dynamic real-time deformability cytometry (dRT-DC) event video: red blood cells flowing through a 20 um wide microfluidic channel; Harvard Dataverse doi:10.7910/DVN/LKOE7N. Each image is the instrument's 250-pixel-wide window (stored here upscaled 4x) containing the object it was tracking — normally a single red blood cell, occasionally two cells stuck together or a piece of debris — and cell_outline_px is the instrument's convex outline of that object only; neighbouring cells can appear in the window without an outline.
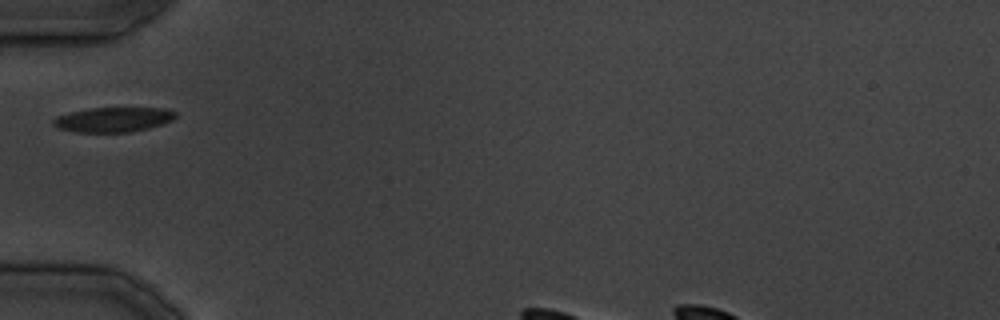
{"species": "common noctule bat (a hibernating species)", "species_latin": "Nyctalus noctula", "temperature_condition": "cold", "stored_images_in_passage": 16, "camera_frame_rate_fps": 3000, "um_per_image_px": 0.085, "animal": {"sex": "male", "body_mass_g": 19.5, "forearm_length_mm": 54.6}, "frame": {"image": 1, "passage_image": 1, "time_ms": 0.0, "image_size_px": [1000, 320], "cell_outline_px": [[176, 116], [172, 120], [164, 124], [132, 132], [76, 132], [56, 128], [52, 124], [52, 120], [56, 116], [72, 112], [92, 108], [164, 108], [176, 112]], "centroid_in_image_um": [9.62, 10.17], "position_along_channel_um": 75.4, "area_um2": 17.69}}
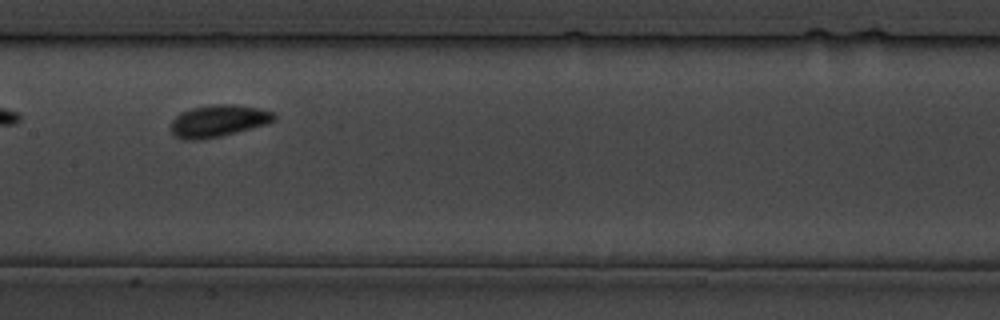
{"frame": {"image": 2, "passage_image": 7, "time_ms": 7.667, "image_size_px": [1000, 320], "cell_outline_px": [[276, 120], [268, 124], [204, 140], [184, 140], [172, 136], [168, 128], [172, 120], [180, 112], [192, 108], [216, 104], [232, 104], [256, 108], [272, 112], [276, 116]], "centroid_in_image_um": [18.49, 10.3], "position_along_channel_um": 188.9, "area_um2": 19.48}}
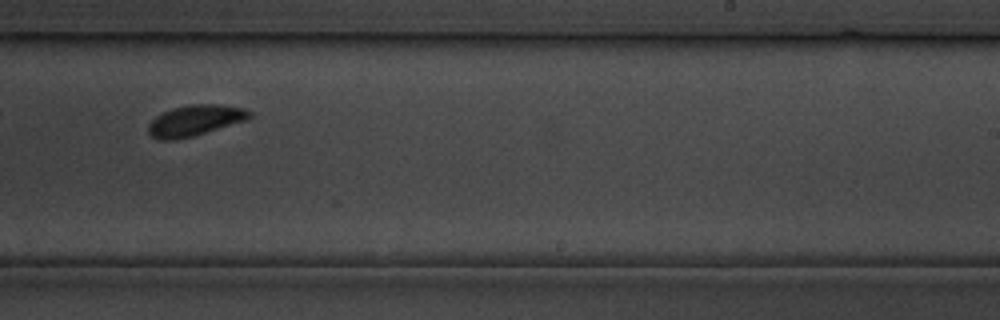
{"frame": {"image": 3, "passage_image": 12, "time_ms": 13.333, "image_size_px": [1000, 320], "cell_outline_px": [[252, 116], [248, 120], [192, 136], [176, 140], [160, 140], [152, 136], [148, 132], [148, 124], [156, 116], [172, 108], [192, 104], [220, 104], [244, 108], [252, 112]], "centroid_in_image_um": [16.6, 10.23], "position_along_channel_um": 272.4, "area_um2": 18.21}}